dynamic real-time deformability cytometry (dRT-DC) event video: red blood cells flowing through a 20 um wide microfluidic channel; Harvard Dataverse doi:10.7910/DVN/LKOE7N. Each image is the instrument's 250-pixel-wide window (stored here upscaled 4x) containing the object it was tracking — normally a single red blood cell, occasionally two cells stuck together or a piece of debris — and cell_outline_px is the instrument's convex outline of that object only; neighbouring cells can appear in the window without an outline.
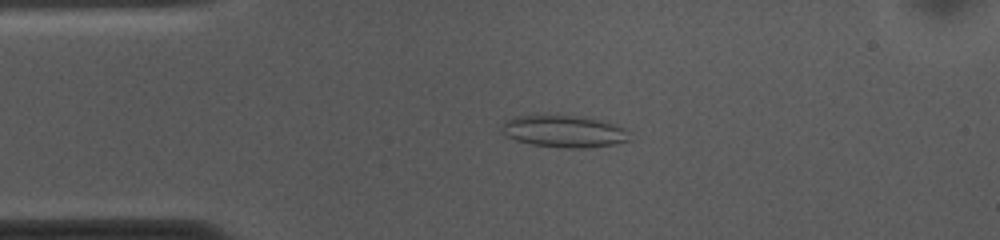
{"species": "common noctule bat (a hibernating species)", "species_latin": "Nyctalus noctula", "temperature_condition": "cold", "stored_images_in_passage": 48, "camera_frame_rate_fps": 3000, "um_per_image_px": 0.085, "animal": {"sex": "female", "body_mass_g": 10.0, "forearm_length_mm": 53.1}, "frame": {"image": 1, "passage_image": 5, "time_ms": 1.333, "image_size_px": [1000, 240], "cell_outline_px": [[632, 140], [616, 144], [588, 148], [568, 148], [532, 144], [516, 140], [504, 136], [500, 132], [500, 124], [504, 120], [512, 116], [536, 112], [572, 116], [604, 120], [628, 128], [632, 132]], "centroid_in_image_um": [47.92, 11.12], "position_along_channel_um": 37.1, "area_um2": 25.26}}
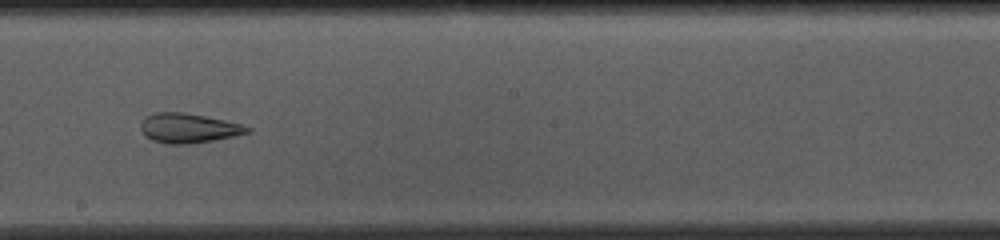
{"frame": {"image": 2, "passage_image": 23, "time_ms": 7.333, "image_size_px": [1000, 240], "cell_outline_px": [[252, 132], [212, 140], [184, 144], [168, 144], [152, 140], [144, 136], [140, 132], [140, 124], [144, 116], [152, 112], [184, 112], [224, 120], [240, 124], [252, 128]], "centroid_in_image_um": [15.95, 10.88], "position_along_channel_um": 232.3, "area_um2": 18.44}}
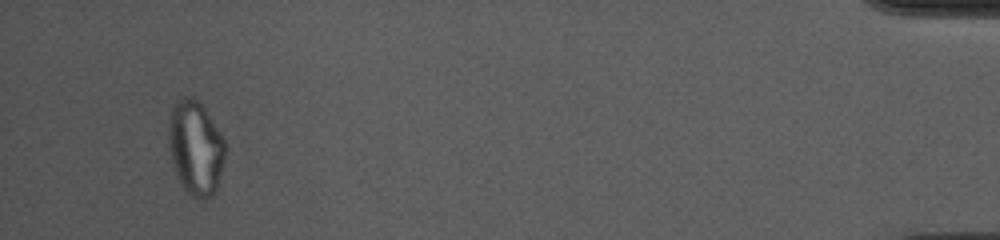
{"frame": {"image": 3, "passage_image": 45, "time_ms": 14.667, "image_size_px": [1000, 240], "cell_outline_px": [[224, 160], [216, 192], [212, 196], [200, 200], [192, 196], [184, 188], [176, 172], [168, 148], [168, 124], [172, 108], [176, 100], [184, 96], [192, 96], [204, 108], [224, 140]], "centroid_in_image_um": [16.6, 12.57], "position_along_channel_um": 418.6, "area_um2": 30.81}, "authors_computed_cell_mechanics": {"area_um2": 23.0911, "velocity_mm_per_s": 3.6328, "shape_relaxation_time_tau1_ms": null, "shape_relaxation_time_tau2_ms": 1.8373, "deformation_change_tau1": null, "deformation_change_tau2": 0.1041}}